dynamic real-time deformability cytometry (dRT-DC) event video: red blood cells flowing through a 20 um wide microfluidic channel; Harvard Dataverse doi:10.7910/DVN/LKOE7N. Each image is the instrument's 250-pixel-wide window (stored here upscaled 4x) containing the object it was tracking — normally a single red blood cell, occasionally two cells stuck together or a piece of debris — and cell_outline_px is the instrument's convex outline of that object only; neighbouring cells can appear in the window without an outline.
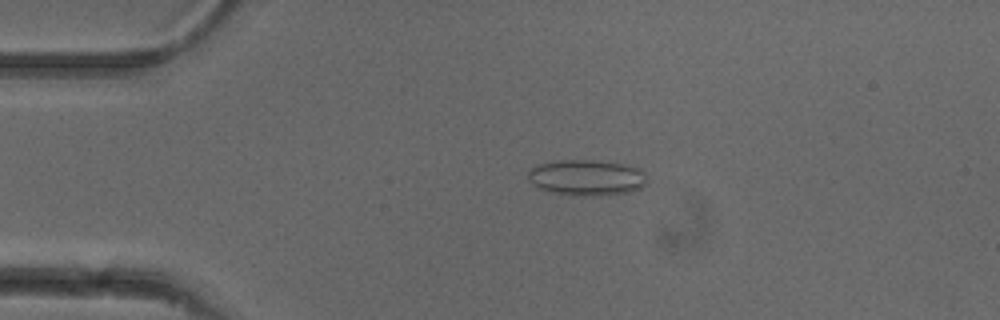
{"species": "common noctule bat (a hibernating species)", "species_latin": "Nyctalus noctula", "temperature_condition": "cold", "stored_images_in_passage": 52, "camera_frame_rate_fps": 3000, "um_per_image_px": 0.085, "animal": {"sex": "female"}, "frame": {"image": 1, "passage_image": 11, "time_ms": 3.333, "image_size_px": [1000, 320], "cell_outline_px": [[644, 184], [640, 188], [628, 192], [608, 196], [572, 196], [552, 192], [540, 188], [532, 184], [528, 180], [528, 172], [536, 164], [556, 160], [592, 160], [620, 164], [640, 168], [644, 172]], "centroid_in_image_um": [49.82, 15.11], "position_along_channel_um": 35.2, "area_um2": 24.97}}
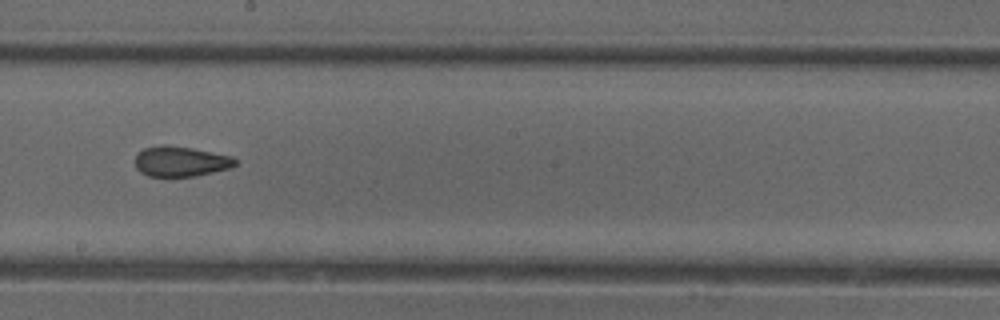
{"frame": {"image": 2, "passage_image": 29, "time_ms": 9.333, "image_size_px": [1000, 320], "cell_outline_px": [[236, 164], [232, 168], [196, 176], [148, 176], [140, 172], [136, 168], [136, 156], [144, 148], [160, 144], [164, 144], [192, 148], [232, 156], [236, 160]], "centroid_in_image_um": [15.37, 13.72], "position_along_channel_um": 232.8, "area_um2": 17.69}}
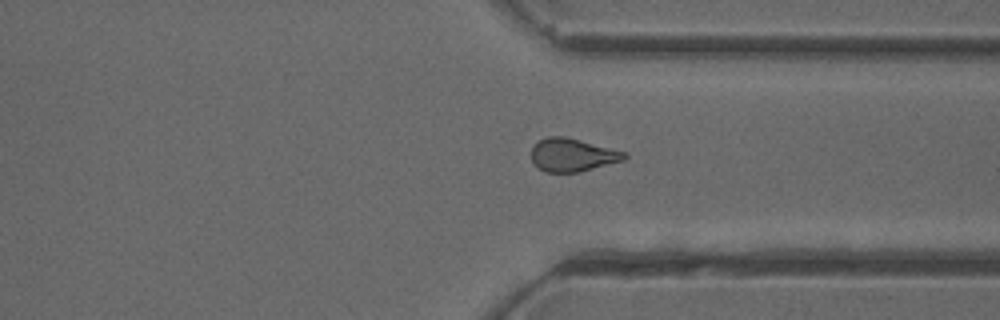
{"frame": {"image": 3, "passage_image": 39, "time_ms": 12.667, "image_size_px": [1000, 320], "cell_outline_px": [[628, 156], [624, 160], [580, 172], [544, 172], [536, 168], [532, 164], [532, 148], [540, 140], [548, 136], [564, 136], [628, 152]], "centroid_in_image_um": [48.66, 13.18], "position_along_channel_um": 362.7, "area_um2": 18.09}, "authors_computed_cell_mechanics": {"area_um2": 18.6116, "velocity_mm_per_s": 3.9145, "shape_relaxation_time_tau1_ms": null, "shape_relaxation_time_tau2_ms": 2.669, "deformation_change_tau1": null, "deformation_change_tau2": 0.0994}}